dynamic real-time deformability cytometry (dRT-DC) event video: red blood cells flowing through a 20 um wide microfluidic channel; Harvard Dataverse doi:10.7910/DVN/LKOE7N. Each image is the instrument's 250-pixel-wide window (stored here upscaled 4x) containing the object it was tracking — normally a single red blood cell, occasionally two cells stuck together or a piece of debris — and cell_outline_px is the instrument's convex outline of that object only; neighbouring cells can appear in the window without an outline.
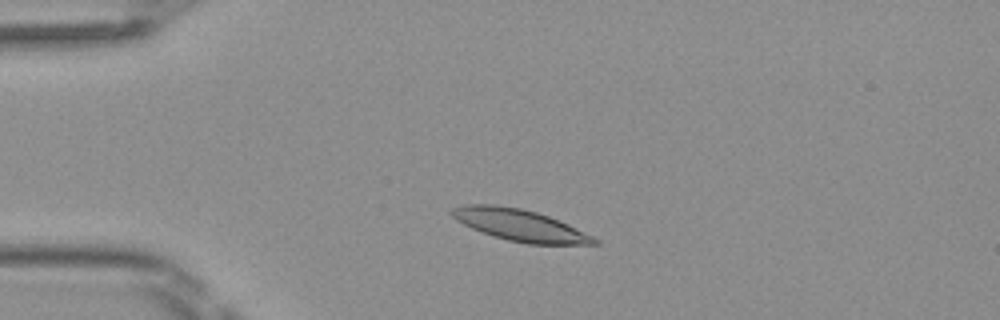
{"species": "Egyptian fruit bat (a non-hibernating species)", "species_latin": "Rousettus aegyptiacus", "temperature_condition": "room temperature", "stored_images_in_passage": 46, "camera_frame_rate_fps": 3000, "um_per_image_px": 0.085, "frame": {"image": 1, "passage_image": 8, "time_ms": 2.333, "image_size_px": [1000, 320], "cell_outline_px": [[600, 244], [528, 244], [508, 240], [472, 228], [456, 220], [448, 212], [452, 208], [464, 204], [496, 204], [520, 208], [536, 212], [548, 216], [568, 224], [600, 240]], "centroid_in_image_um": [44.17, 19.12], "position_along_channel_um": 40.8, "area_um2": 26.07}}
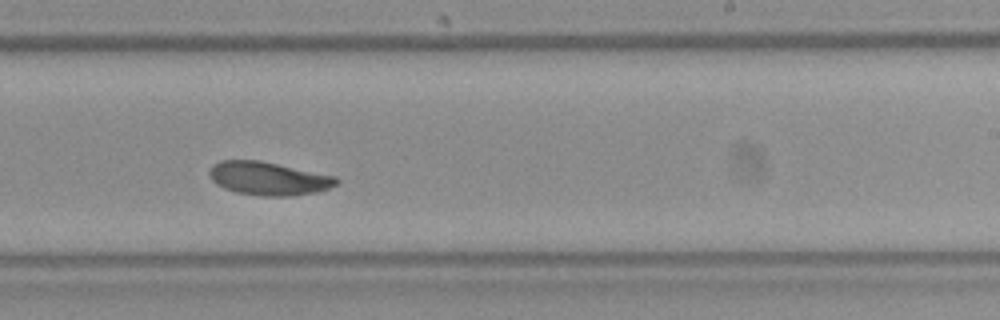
{"frame": {"image": 2, "passage_image": 27, "time_ms": 8.667, "image_size_px": [1000, 320], "cell_outline_px": [[340, 180], [336, 184], [328, 188], [316, 192], [292, 196], [260, 196], [236, 192], [224, 188], [216, 184], [212, 180], [208, 172], [212, 164], [220, 160], [260, 160], [336, 176]], "centroid_in_image_um": [22.8, 15.16], "position_along_channel_um": 266.2, "area_um2": 24.8}}
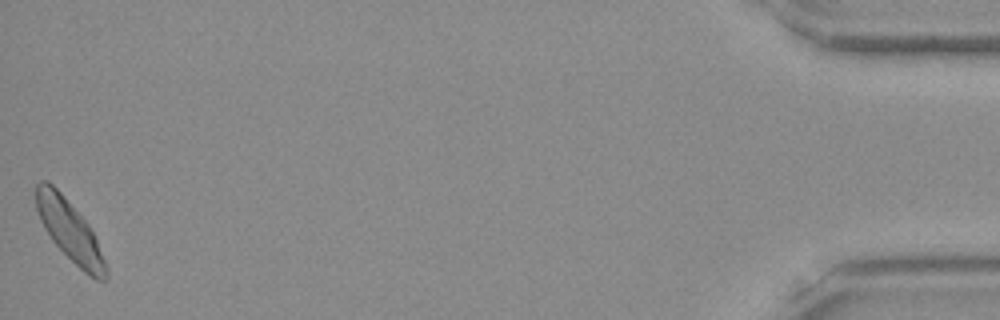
{"frame": {"image": 3, "passage_image": 46, "time_ms": 15.0, "image_size_px": [1000, 320], "cell_outline_px": [[108, 280], [96, 280], [88, 276], [52, 240], [44, 228], [40, 220], [36, 208], [36, 184], [40, 180], [48, 180], [60, 192], [88, 224], [108, 264]], "centroid_in_image_um": [5.94, 19.64], "position_along_channel_um": 429.3, "area_um2": 24.51}, "authors_computed_cell_mechanics": {"area_um2": 24.565, "velocity_mm_per_s": 4.0498, "shape_relaxation_time_tau1_ms": 5.3263, "shape_relaxation_time_tau2_ms": null, "deformation_change_tau1": 0.1581, "deformation_change_tau2": null}}